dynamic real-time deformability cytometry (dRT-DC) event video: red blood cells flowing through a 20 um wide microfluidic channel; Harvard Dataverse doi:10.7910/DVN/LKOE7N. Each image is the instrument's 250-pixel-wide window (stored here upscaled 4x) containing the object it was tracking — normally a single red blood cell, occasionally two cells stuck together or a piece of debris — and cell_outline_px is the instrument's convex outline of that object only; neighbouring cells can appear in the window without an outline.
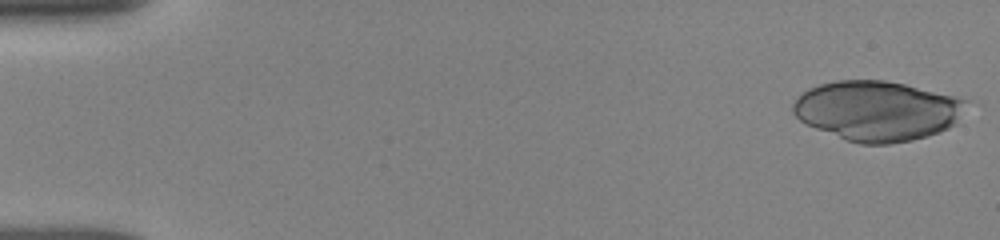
{"species": "human", "species_latin": "Homo sapiens", "temperature_condition": "room temperature", "stored_images_in_passage": 31, "camera_frame_rate_fps": 3000, "um_per_image_px": 0.085, "donor": {"sex": "female"}, "frame": {"image": 1, "passage_image": 1, "time_ms": 0.0, "image_size_px": [1000, 240], "cell_outline_px": [[968, 100], [952, 124], [948, 128], [912, 140], [888, 144], [860, 144], [848, 140], [816, 128], [800, 120], [792, 112], [792, 104], [808, 88], [820, 84], [836, 80], [884, 80], [904, 84]], "centroid_in_image_um": [74.49, 9.41], "position_along_channel_um": 10.5, "area_um2": 59.36}}